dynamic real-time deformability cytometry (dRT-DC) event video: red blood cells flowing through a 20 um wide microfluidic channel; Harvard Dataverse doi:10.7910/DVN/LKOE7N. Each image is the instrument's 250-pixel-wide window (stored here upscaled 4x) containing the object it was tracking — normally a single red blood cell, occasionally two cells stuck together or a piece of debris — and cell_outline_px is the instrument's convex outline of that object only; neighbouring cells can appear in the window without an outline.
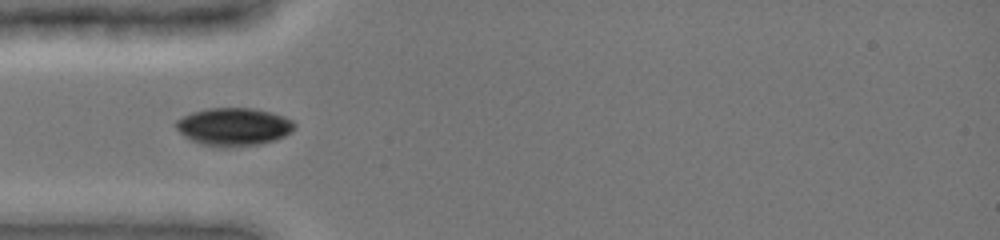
{"species": "common noctule bat (a hibernating species)", "species_latin": "Nyctalus noctula", "temperature_condition": "cold", "stored_images_in_passage": 74, "camera_frame_rate_fps": 3000, "um_per_image_px": 0.085, "animal": {"sex": "female", "body_mass_g": 19.0, "forearm_length_mm": 51.5}, "frame": {"image": 1, "passage_image": 1, "time_ms": 0.0, "image_size_px": [1000, 240], "cell_outline_px": [[296, 128], [292, 132], [276, 140], [260, 144], [216, 148], [192, 140], [184, 136], [176, 128], [176, 120], [192, 112], [208, 108], [252, 108], [272, 112], [284, 116], [292, 120], [296, 124]], "centroid_in_image_um": [19.91, 10.77], "position_along_channel_um": 65.1, "area_um2": 26.3}}
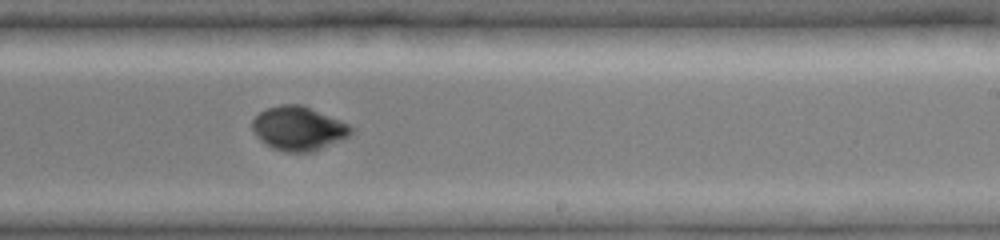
{"frame": {"image": 2, "passage_image": 34, "time_ms": 5.0, "image_size_px": [1000, 240], "cell_outline_px": [[356, 128], [348, 136], [340, 140], [312, 152], [284, 152], [272, 148], [260, 140], [256, 136], [252, 128], [252, 120], [260, 112], [268, 108], [280, 104], [304, 104], [340, 120]], "centroid_in_image_um": [25.37, 10.91], "position_along_channel_um": 263.6, "area_um2": 25.43}}
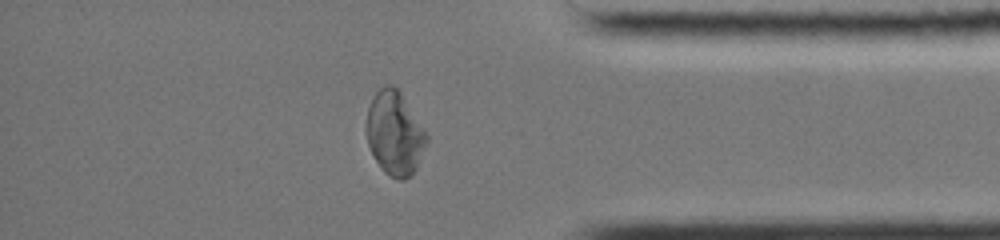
{"frame": {"image": 3, "passage_image": 60, "time_ms": 8.667, "image_size_px": [1000, 240], "cell_outline_px": [[428, 140], [416, 168], [404, 180], [396, 180], [388, 176], [380, 168], [368, 144], [364, 128], [368, 108], [372, 96], [384, 84], [396, 84], [428, 136]], "centroid_in_image_um": [33.51, 11.3], "position_along_channel_um": 401.7, "area_um2": 29.65}, "authors_computed_cell_mechanics": {"area_um2": 26.0389, "velocity_mm_per_s": 3.9794, "shape_relaxation_time_tau1_ms": 5.0785, "shape_relaxation_time_tau2_ms": null, "deformation_change_tau1": 0.1109, "deformation_change_tau2": null}}